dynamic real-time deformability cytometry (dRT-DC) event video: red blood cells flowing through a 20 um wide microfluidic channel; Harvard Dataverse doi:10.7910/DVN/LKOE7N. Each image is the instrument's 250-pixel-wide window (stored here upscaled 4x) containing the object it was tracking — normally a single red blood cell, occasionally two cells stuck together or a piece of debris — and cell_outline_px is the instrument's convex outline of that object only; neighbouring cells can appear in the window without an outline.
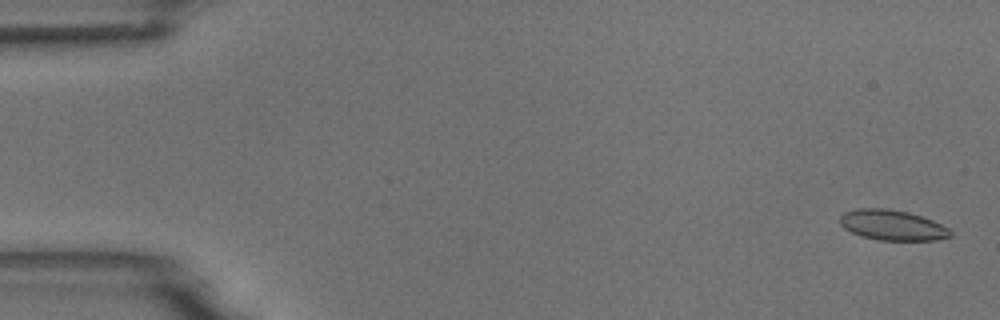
{"species": "common noctule bat (a hibernating species)", "species_latin": "Nyctalus noctula", "temperature_condition": "room temperature", "stored_images_in_passage": 54, "camera_frame_rate_fps": 3000, "um_per_image_px": 0.085, "animal": {"sex": "male", "body_mass_g": 18.8}, "frame": {"image": 1, "passage_image": 2, "time_ms": 0.333, "image_size_px": [1000, 320], "cell_outline_px": [[952, 236], [936, 240], [880, 240], [860, 236], [844, 228], [840, 224], [840, 216], [844, 212], [856, 208], [884, 208], [908, 212], [932, 220], [948, 228], [952, 232]], "centroid_in_image_um": [75.83, 19.13], "position_along_channel_um": 9.2, "area_um2": 19.48}}
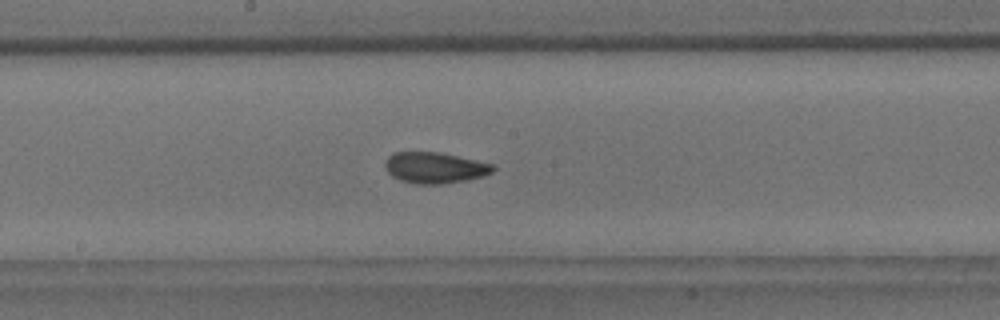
{"frame": {"image": 2, "passage_image": 29, "time_ms": 9.333, "image_size_px": [1000, 320], "cell_outline_px": [[496, 168], [492, 172], [484, 176], [468, 180], [444, 184], [416, 184], [400, 180], [392, 176], [388, 172], [384, 164], [388, 156], [392, 152], [440, 152], [492, 164]], "centroid_in_image_um": [36.95, 14.26], "position_along_channel_um": 211.3, "area_um2": 19.59}}
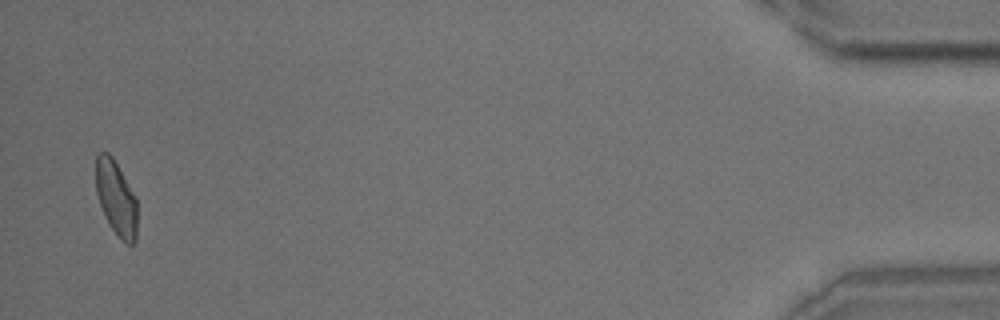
{"frame": {"image": 3, "passage_image": 53, "time_ms": 17.333, "image_size_px": [1000, 320], "cell_outline_px": [[136, 240], [132, 244], [124, 244], [116, 236], [108, 224], [100, 204], [96, 192], [96, 156], [100, 152], [108, 152], [112, 156], [136, 196]], "centroid_in_image_um": [9.87, 16.87], "position_along_channel_um": 425.3, "area_um2": 18.15}, "authors_computed_cell_mechanics": {"area_um2": 19.1318, "velocity_mm_per_s": 3.7496, "shape_relaxation_time_tau1_ms": 4.0866, "shape_relaxation_time_tau2_ms": 1.4791, "deformation_change_tau1": 0.1381, "deformation_change_tau2": 0.0845}}